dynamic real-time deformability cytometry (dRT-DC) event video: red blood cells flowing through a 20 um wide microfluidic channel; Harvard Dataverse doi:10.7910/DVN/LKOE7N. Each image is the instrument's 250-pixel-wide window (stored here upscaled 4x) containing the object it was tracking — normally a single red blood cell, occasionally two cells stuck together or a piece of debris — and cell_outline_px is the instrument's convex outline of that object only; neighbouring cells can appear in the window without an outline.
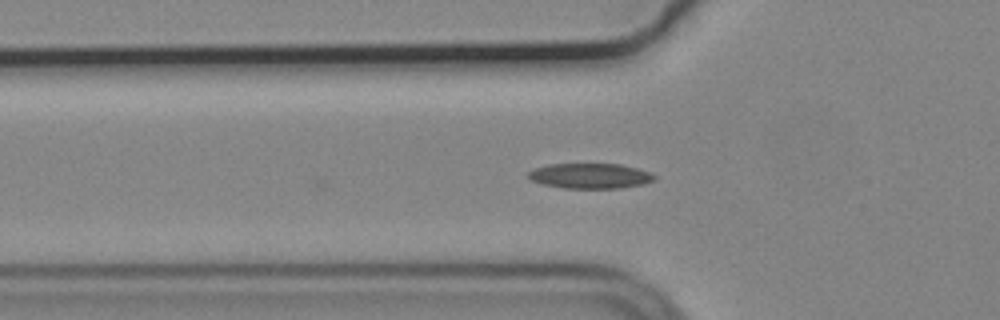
{"species": "common noctule bat (a hibernating species)", "species_latin": "Nyctalus noctula", "temperature_condition": "cold", "stored_images_in_passage": 40, "camera_frame_rate_fps": 3000, "um_per_image_px": 0.085, "animal": {"sex": "male", "body_mass_g": 19.2, "forearm_length_mm": 51.8}, "frame": {"image": 1, "passage_image": 2, "time_ms": 0.333, "image_size_px": [1000, 320], "cell_outline_px": [[656, 180], [644, 184], [620, 188], [564, 188], [540, 184], [532, 180], [528, 176], [528, 172], [536, 168], [548, 164], [620, 164], [636, 168], [648, 172], [656, 176]], "centroid_in_image_um": [50.17, 14.96], "position_along_channel_um": 75.6, "area_um2": 18.5}}
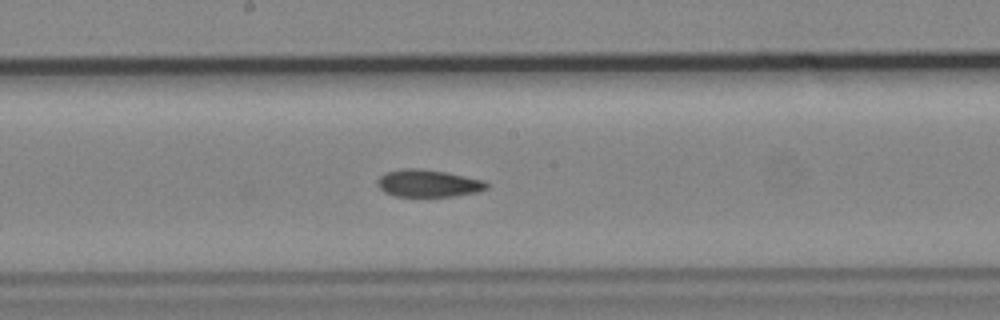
{"frame": {"image": 2, "passage_image": 13, "time_ms": 4.0, "image_size_px": [1000, 320], "cell_outline_px": [[488, 188], [476, 192], [452, 196], [396, 196], [384, 192], [376, 184], [376, 180], [384, 172], [400, 168], [420, 168], [444, 172], [484, 180], [488, 184]], "centroid_in_image_um": [36.34, 15.57], "position_along_channel_um": 211.9, "area_um2": 17.4}}
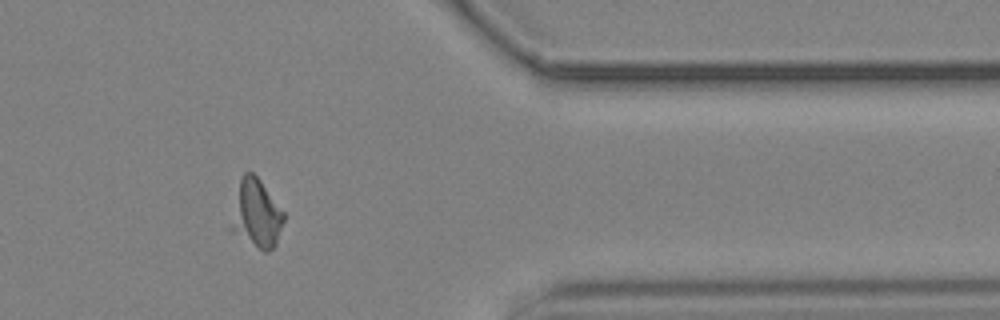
{"frame": {"image": 3, "passage_image": 29, "time_ms": 9.333, "image_size_px": [1000, 320], "cell_outline_px": [[284, 220], [276, 244], [268, 252], [264, 252], [228, 228], [240, 180], [244, 172], [252, 172], [260, 180], [284, 212]], "centroid_in_image_um": [21.79, 18.18], "position_along_channel_um": 389.6, "area_um2": 20.58}, "authors_computed_cell_mechanics": {"area_um2": 17.5423, "velocity_mm_per_s": 3.6955, "shape_relaxation_time_tau1_ms": null, "shape_relaxation_time_tau2_ms": 5.5992, "deformation_change_tau1": null, "deformation_change_tau2": 0.119}}